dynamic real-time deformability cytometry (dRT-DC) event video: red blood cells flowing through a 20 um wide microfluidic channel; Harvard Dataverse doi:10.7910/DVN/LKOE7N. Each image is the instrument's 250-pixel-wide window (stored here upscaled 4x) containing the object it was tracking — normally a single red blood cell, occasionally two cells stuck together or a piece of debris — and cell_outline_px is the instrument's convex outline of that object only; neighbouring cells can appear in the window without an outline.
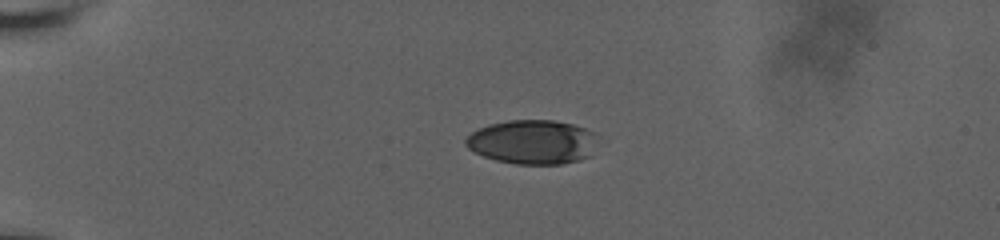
{"species": "human", "species_latin": "Homo sapiens", "temperature_condition": "room temperature", "stored_images_in_passage": 30, "camera_frame_rate_fps": 3000, "um_per_image_px": 0.085, "donor": {"sex": "male"}, "frame": {"image": 1, "passage_image": 1, "time_ms": 0.0, "image_size_px": [1000, 240], "cell_outline_px": [[592, 156], [580, 160], [560, 164], [516, 164], [496, 160], [484, 156], [468, 148], [464, 144], [464, 140], [472, 132], [488, 124], [508, 120], [552, 120], [572, 124], [584, 128], [592, 132]], "centroid_in_image_um": [45.2, 12.07], "position_along_channel_um": 39.8, "area_um2": 33.64}}
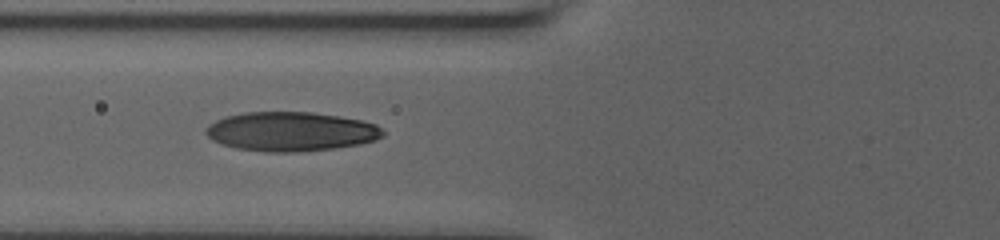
{"frame": {"image": 2, "passage_image": 16, "time_ms": 3.333, "image_size_px": [1000, 240], "cell_outline_px": [[384, 136], [376, 140], [360, 144], [332, 148], [296, 152], [268, 152], [236, 148], [212, 140], [204, 132], [204, 128], [208, 124], [224, 116], [244, 112], [312, 112], [360, 120], [376, 124], [384, 132]], "centroid_in_image_um": [24.69, 11.17], "position_along_channel_um": 101.1, "area_um2": 40.46}}
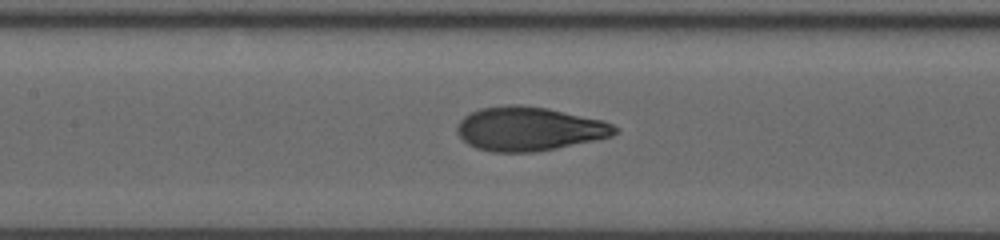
{"frame": {"image": 3, "passage_image": 26, "time_ms": 5.0, "image_size_px": [1000, 240], "cell_outline_px": [[620, 132], [612, 136], [596, 140], [536, 152], [492, 152], [476, 148], [468, 144], [456, 132], [456, 124], [464, 116], [480, 108], [512, 104], [520, 104], [548, 108], [604, 120], [620, 128]], "centroid_in_image_um": [45.0, 10.95], "position_along_channel_um": 162.4, "area_um2": 40.75}}